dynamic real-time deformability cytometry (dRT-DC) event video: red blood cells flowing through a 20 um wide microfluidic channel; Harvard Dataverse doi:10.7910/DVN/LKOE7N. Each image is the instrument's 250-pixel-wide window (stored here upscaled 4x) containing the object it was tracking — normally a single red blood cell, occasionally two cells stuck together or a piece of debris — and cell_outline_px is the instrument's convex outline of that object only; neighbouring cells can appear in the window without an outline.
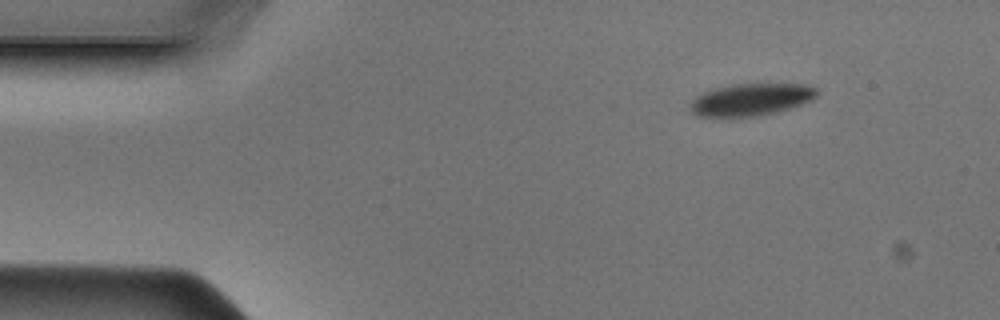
{"species": "Egyptian fruit bat (a non-hibernating species)", "species_latin": "Rousettus aegyptiacus", "temperature_condition": "cold", "stored_images_in_passage": 43, "camera_frame_rate_fps": 3000, "um_per_image_px": 0.085, "animal": {"sex": "male"}, "frame": {"image": 1, "passage_image": 1, "time_ms": 0.0, "image_size_px": [1000, 320], "cell_outline_px": [[816, 96], [812, 100], [776, 112], [760, 116], [696, 116], [688, 108], [692, 100], [696, 96], [704, 92], [716, 88], [732, 84], [804, 84], [816, 88]], "centroid_in_image_um": [63.8, 8.46], "position_along_channel_um": 21.2, "area_um2": 23.52}}
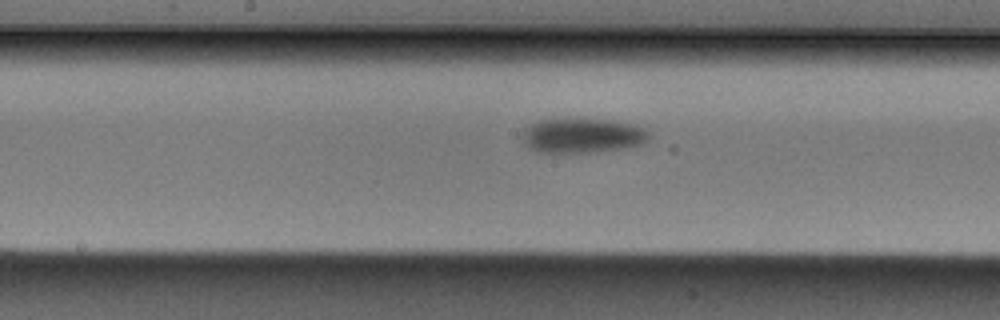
{"frame": {"image": 2, "passage_image": 19, "time_ms": 6.0, "image_size_px": [1000, 320], "cell_outline_px": [[648, 140], [640, 144], [624, 148], [592, 152], [536, 152], [528, 148], [520, 140], [520, 132], [528, 124], [536, 120], [552, 116], [588, 116], [616, 120], [636, 124], [644, 128], [648, 132]], "centroid_in_image_um": [49.39, 11.44], "position_along_channel_um": 198.8, "area_um2": 27.46}}
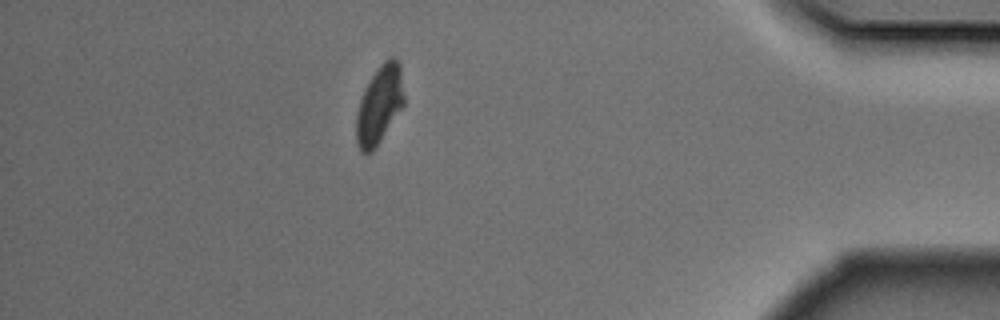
{"frame": {"image": 3, "passage_image": 37, "time_ms": 12.0, "image_size_px": [1000, 320], "cell_outline_px": [[404, 104], [372, 152], [360, 152], [356, 144], [356, 116], [360, 100], [364, 88], [380, 64], [388, 56], [392, 56], [400, 64], [404, 96]], "centroid_in_image_um": [32.24, 8.88], "position_along_channel_um": 403.0, "area_um2": 21.56}}